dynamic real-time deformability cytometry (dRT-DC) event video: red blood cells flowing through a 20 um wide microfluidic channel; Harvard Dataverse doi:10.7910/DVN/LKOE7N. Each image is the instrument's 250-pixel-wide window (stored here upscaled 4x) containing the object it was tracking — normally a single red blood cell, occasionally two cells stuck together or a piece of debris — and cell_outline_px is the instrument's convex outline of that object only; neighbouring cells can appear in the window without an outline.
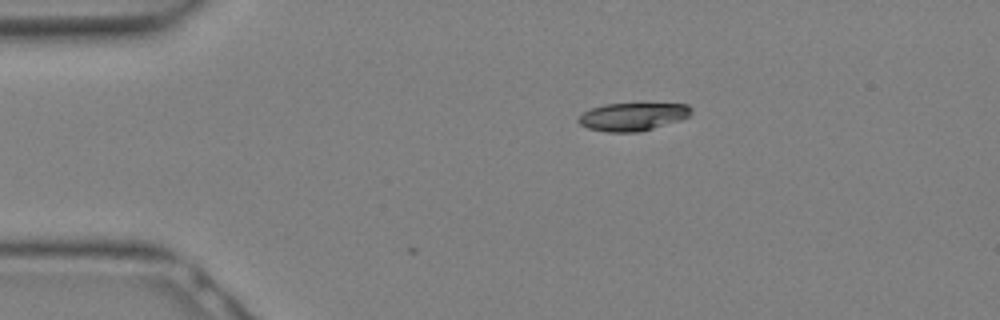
{"species": "Egyptian fruit bat (a non-hibernating species)", "species_latin": "Rousettus aegyptiacus", "temperature_condition": "warm", "stored_images_in_passage": 5, "camera_frame_rate_fps": 3000, "um_per_image_px": 0.085, "animal": {"sex": "female"}, "frame": {"image": 1, "passage_image": 1, "time_ms": 0.0, "image_size_px": [1000, 320], "cell_outline_px": [[692, 112], [688, 116], [680, 120], [640, 132], [608, 132], [588, 128], [580, 124], [576, 120], [584, 112], [592, 108], [604, 104], [688, 104], [692, 108]], "centroid_in_image_um": [53.78, 9.92], "position_along_channel_um": 31.2, "area_um2": 18.21}}
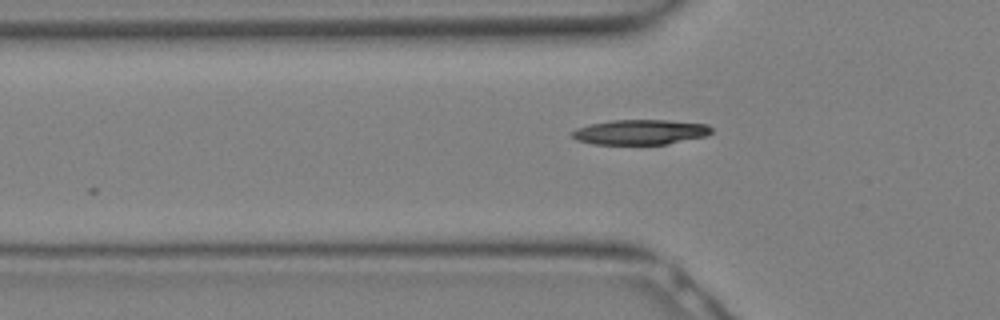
{"frame": {"image": 2, "passage_image": 5, "time_ms": 1.333, "image_size_px": [1000, 320], "cell_outline_px": [[712, 132], [708, 136], [668, 144], [592, 144], [576, 140], [572, 136], [572, 132], [576, 128], [588, 124], [612, 120], [668, 120], [708, 124], [712, 128]], "centroid_in_image_um": [54.45, 11.23], "position_along_channel_um": 71.4, "area_um2": 20.52}}